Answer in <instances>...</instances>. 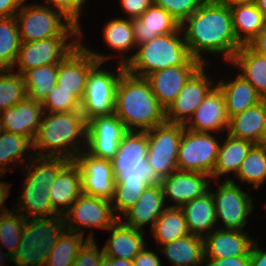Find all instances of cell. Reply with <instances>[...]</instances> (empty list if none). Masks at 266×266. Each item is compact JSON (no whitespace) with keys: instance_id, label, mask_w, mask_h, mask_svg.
<instances>
[{"instance_id":"cell-1","label":"cell","mask_w":266,"mask_h":266,"mask_svg":"<svg viewBox=\"0 0 266 266\" xmlns=\"http://www.w3.org/2000/svg\"><path fill=\"white\" fill-rule=\"evenodd\" d=\"M180 27L192 56L205 65V53L222 54L228 63L242 46L235 37L230 6L221 0H204Z\"/></svg>"},{"instance_id":"cell-2","label":"cell","mask_w":266,"mask_h":266,"mask_svg":"<svg viewBox=\"0 0 266 266\" xmlns=\"http://www.w3.org/2000/svg\"><path fill=\"white\" fill-rule=\"evenodd\" d=\"M147 154V132L128 131L111 160L115 176L114 197L111 202L118 219L137 202L149 185L160 183L161 179L150 166Z\"/></svg>"},{"instance_id":"cell-3","label":"cell","mask_w":266,"mask_h":266,"mask_svg":"<svg viewBox=\"0 0 266 266\" xmlns=\"http://www.w3.org/2000/svg\"><path fill=\"white\" fill-rule=\"evenodd\" d=\"M86 143L87 120L81 111L47 114L44 112L33 139V151L40 157L74 161L75 157L85 150Z\"/></svg>"},{"instance_id":"cell-4","label":"cell","mask_w":266,"mask_h":266,"mask_svg":"<svg viewBox=\"0 0 266 266\" xmlns=\"http://www.w3.org/2000/svg\"><path fill=\"white\" fill-rule=\"evenodd\" d=\"M114 114L128 131H147L166 122L149 82L125 71L117 84Z\"/></svg>"},{"instance_id":"cell-5","label":"cell","mask_w":266,"mask_h":266,"mask_svg":"<svg viewBox=\"0 0 266 266\" xmlns=\"http://www.w3.org/2000/svg\"><path fill=\"white\" fill-rule=\"evenodd\" d=\"M136 48V52L128 57L125 70L137 77L145 78L152 72L172 66L204 65L192 56L184 41L181 27L173 33L157 36Z\"/></svg>"},{"instance_id":"cell-6","label":"cell","mask_w":266,"mask_h":266,"mask_svg":"<svg viewBox=\"0 0 266 266\" xmlns=\"http://www.w3.org/2000/svg\"><path fill=\"white\" fill-rule=\"evenodd\" d=\"M28 162L31 164L30 166ZM68 162L64 158L40 157L36 155L28 158L24 167L26 176L18 202L20 204L18 206L21 207L15 206L12 209H15L24 218L59 215L52 208L48 191L50 184L55 181L59 171Z\"/></svg>"},{"instance_id":"cell-7","label":"cell","mask_w":266,"mask_h":266,"mask_svg":"<svg viewBox=\"0 0 266 266\" xmlns=\"http://www.w3.org/2000/svg\"><path fill=\"white\" fill-rule=\"evenodd\" d=\"M65 230L61 215L26 218L21 241L11 263L15 266H45L51 249Z\"/></svg>"},{"instance_id":"cell-8","label":"cell","mask_w":266,"mask_h":266,"mask_svg":"<svg viewBox=\"0 0 266 266\" xmlns=\"http://www.w3.org/2000/svg\"><path fill=\"white\" fill-rule=\"evenodd\" d=\"M16 13L21 42L44 40L56 36H81V28L62 12L39 3L25 5Z\"/></svg>"},{"instance_id":"cell-9","label":"cell","mask_w":266,"mask_h":266,"mask_svg":"<svg viewBox=\"0 0 266 266\" xmlns=\"http://www.w3.org/2000/svg\"><path fill=\"white\" fill-rule=\"evenodd\" d=\"M98 62L89 72L84 97L81 101V113L88 121L95 116L111 115L115 109L116 88L125 65L117 63V74L100 69ZM110 71V72H109Z\"/></svg>"},{"instance_id":"cell-10","label":"cell","mask_w":266,"mask_h":266,"mask_svg":"<svg viewBox=\"0 0 266 266\" xmlns=\"http://www.w3.org/2000/svg\"><path fill=\"white\" fill-rule=\"evenodd\" d=\"M212 134L184 128L177 155L178 170L211 176L220 146Z\"/></svg>"},{"instance_id":"cell-11","label":"cell","mask_w":266,"mask_h":266,"mask_svg":"<svg viewBox=\"0 0 266 266\" xmlns=\"http://www.w3.org/2000/svg\"><path fill=\"white\" fill-rule=\"evenodd\" d=\"M184 128V124L165 122L146 131L147 159L160 179L178 169L177 155Z\"/></svg>"},{"instance_id":"cell-12","label":"cell","mask_w":266,"mask_h":266,"mask_svg":"<svg viewBox=\"0 0 266 266\" xmlns=\"http://www.w3.org/2000/svg\"><path fill=\"white\" fill-rule=\"evenodd\" d=\"M66 230L85 235L86 229L107 230L118 218L112 202L105 198L81 194L63 214ZM85 229V230H84Z\"/></svg>"},{"instance_id":"cell-13","label":"cell","mask_w":266,"mask_h":266,"mask_svg":"<svg viewBox=\"0 0 266 266\" xmlns=\"http://www.w3.org/2000/svg\"><path fill=\"white\" fill-rule=\"evenodd\" d=\"M236 179L219 181L215 193L211 191L216 211V219L222 220L223 230H243L247 224L248 216L253 211V198L244 192L234 181Z\"/></svg>"},{"instance_id":"cell-14","label":"cell","mask_w":266,"mask_h":266,"mask_svg":"<svg viewBox=\"0 0 266 266\" xmlns=\"http://www.w3.org/2000/svg\"><path fill=\"white\" fill-rule=\"evenodd\" d=\"M71 37L76 38L71 39ZM68 39L73 42H68ZM80 44L81 36H56L44 40L21 42L13 69L17 66L16 72L23 74L32 68L58 64Z\"/></svg>"},{"instance_id":"cell-15","label":"cell","mask_w":266,"mask_h":266,"mask_svg":"<svg viewBox=\"0 0 266 266\" xmlns=\"http://www.w3.org/2000/svg\"><path fill=\"white\" fill-rule=\"evenodd\" d=\"M83 31L81 44L75 48L62 62L59 63L57 84L65 91H70L80 102L86 89L87 76L98 63L111 58V55L99 54L83 45Z\"/></svg>"},{"instance_id":"cell-16","label":"cell","mask_w":266,"mask_h":266,"mask_svg":"<svg viewBox=\"0 0 266 266\" xmlns=\"http://www.w3.org/2000/svg\"><path fill=\"white\" fill-rule=\"evenodd\" d=\"M127 132L123 122L114 113L95 116L87 121L85 151L93 157L111 161Z\"/></svg>"},{"instance_id":"cell-17","label":"cell","mask_w":266,"mask_h":266,"mask_svg":"<svg viewBox=\"0 0 266 266\" xmlns=\"http://www.w3.org/2000/svg\"><path fill=\"white\" fill-rule=\"evenodd\" d=\"M205 69L204 64L183 86L175 101L166 110V122L185 124L216 86Z\"/></svg>"},{"instance_id":"cell-18","label":"cell","mask_w":266,"mask_h":266,"mask_svg":"<svg viewBox=\"0 0 266 266\" xmlns=\"http://www.w3.org/2000/svg\"><path fill=\"white\" fill-rule=\"evenodd\" d=\"M81 172L82 193L112 200L115 190V176L109 160L91 156L85 150L74 159Z\"/></svg>"},{"instance_id":"cell-19","label":"cell","mask_w":266,"mask_h":266,"mask_svg":"<svg viewBox=\"0 0 266 266\" xmlns=\"http://www.w3.org/2000/svg\"><path fill=\"white\" fill-rule=\"evenodd\" d=\"M160 184L164 201L172 200L171 202H174V205L168 207L181 208L187 202L201 197L209 191L211 177L208 174L177 169L172 174L162 178Z\"/></svg>"},{"instance_id":"cell-20","label":"cell","mask_w":266,"mask_h":266,"mask_svg":"<svg viewBox=\"0 0 266 266\" xmlns=\"http://www.w3.org/2000/svg\"><path fill=\"white\" fill-rule=\"evenodd\" d=\"M204 259L219 260L236 256H250L255 242L244 230L214 229L204 237Z\"/></svg>"},{"instance_id":"cell-21","label":"cell","mask_w":266,"mask_h":266,"mask_svg":"<svg viewBox=\"0 0 266 266\" xmlns=\"http://www.w3.org/2000/svg\"><path fill=\"white\" fill-rule=\"evenodd\" d=\"M203 65H180L168 67L147 75L145 79L159 104L167 110L175 101L183 86Z\"/></svg>"},{"instance_id":"cell-22","label":"cell","mask_w":266,"mask_h":266,"mask_svg":"<svg viewBox=\"0 0 266 266\" xmlns=\"http://www.w3.org/2000/svg\"><path fill=\"white\" fill-rule=\"evenodd\" d=\"M184 127L197 132H227L229 117L223 94L217 86L208 93Z\"/></svg>"},{"instance_id":"cell-23","label":"cell","mask_w":266,"mask_h":266,"mask_svg":"<svg viewBox=\"0 0 266 266\" xmlns=\"http://www.w3.org/2000/svg\"><path fill=\"white\" fill-rule=\"evenodd\" d=\"M43 113L41 102L26 97L14 107L0 112L1 129L29 137L33 141Z\"/></svg>"},{"instance_id":"cell-24","label":"cell","mask_w":266,"mask_h":266,"mask_svg":"<svg viewBox=\"0 0 266 266\" xmlns=\"http://www.w3.org/2000/svg\"><path fill=\"white\" fill-rule=\"evenodd\" d=\"M164 204L166 205L161 184L149 185L137 202L121 215L119 220L124 225L139 230H145L143 227L151 224L150 229H152L157 218L168 207V204L166 206Z\"/></svg>"},{"instance_id":"cell-25","label":"cell","mask_w":266,"mask_h":266,"mask_svg":"<svg viewBox=\"0 0 266 266\" xmlns=\"http://www.w3.org/2000/svg\"><path fill=\"white\" fill-rule=\"evenodd\" d=\"M48 193L52 208L63 216L72 203L82 194L81 172L74 161H69L59 171L55 181L50 184Z\"/></svg>"},{"instance_id":"cell-26","label":"cell","mask_w":266,"mask_h":266,"mask_svg":"<svg viewBox=\"0 0 266 266\" xmlns=\"http://www.w3.org/2000/svg\"><path fill=\"white\" fill-rule=\"evenodd\" d=\"M111 235L103 247L107 257L132 261L147 245L144 230L124 225L119 219L107 229Z\"/></svg>"},{"instance_id":"cell-27","label":"cell","mask_w":266,"mask_h":266,"mask_svg":"<svg viewBox=\"0 0 266 266\" xmlns=\"http://www.w3.org/2000/svg\"><path fill=\"white\" fill-rule=\"evenodd\" d=\"M132 27L138 46L157 36L177 31L180 24L164 8L152 4L139 18L132 19Z\"/></svg>"},{"instance_id":"cell-28","label":"cell","mask_w":266,"mask_h":266,"mask_svg":"<svg viewBox=\"0 0 266 266\" xmlns=\"http://www.w3.org/2000/svg\"><path fill=\"white\" fill-rule=\"evenodd\" d=\"M266 123V99L229 119L227 134L237 139L261 144Z\"/></svg>"},{"instance_id":"cell-29","label":"cell","mask_w":266,"mask_h":266,"mask_svg":"<svg viewBox=\"0 0 266 266\" xmlns=\"http://www.w3.org/2000/svg\"><path fill=\"white\" fill-rule=\"evenodd\" d=\"M216 86L223 94L229 119L263 99L256 89L240 74L236 75L235 79L229 81L221 79L216 82Z\"/></svg>"},{"instance_id":"cell-30","label":"cell","mask_w":266,"mask_h":266,"mask_svg":"<svg viewBox=\"0 0 266 266\" xmlns=\"http://www.w3.org/2000/svg\"><path fill=\"white\" fill-rule=\"evenodd\" d=\"M159 247V251H162L172 266L204 265V239L202 236L187 234Z\"/></svg>"},{"instance_id":"cell-31","label":"cell","mask_w":266,"mask_h":266,"mask_svg":"<svg viewBox=\"0 0 266 266\" xmlns=\"http://www.w3.org/2000/svg\"><path fill=\"white\" fill-rule=\"evenodd\" d=\"M183 210L190 234L204 237L210 234L217 223L215 203L210 191L184 204ZM205 231L207 233L205 234Z\"/></svg>"},{"instance_id":"cell-32","label":"cell","mask_w":266,"mask_h":266,"mask_svg":"<svg viewBox=\"0 0 266 266\" xmlns=\"http://www.w3.org/2000/svg\"><path fill=\"white\" fill-rule=\"evenodd\" d=\"M229 63L239 68V74L263 99H266V58L264 56L255 52L249 45H242Z\"/></svg>"},{"instance_id":"cell-33","label":"cell","mask_w":266,"mask_h":266,"mask_svg":"<svg viewBox=\"0 0 266 266\" xmlns=\"http://www.w3.org/2000/svg\"><path fill=\"white\" fill-rule=\"evenodd\" d=\"M226 139L221 143L216 158V163L211 174V179H219V176L226 177L232 173L233 176L237 174L239 167L247 156L249 150L254 145L252 142L243 139L231 137L229 134Z\"/></svg>"},{"instance_id":"cell-34","label":"cell","mask_w":266,"mask_h":266,"mask_svg":"<svg viewBox=\"0 0 266 266\" xmlns=\"http://www.w3.org/2000/svg\"><path fill=\"white\" fill-rule=\"evenodd\" d=\"M235 37L241 45H248L264 28L266 18L255 3L230 6Z\"/></svg>"},{"instance_id":"cell-35","label":"cell","mask_w":266,"mask_h":266,"mask_svg":"<svg viewBox=\"0 0 266 266\" xmlns=\"http://www.w3.org/2000/svg\"><path fill=\"white\" fill-rule=\"evenodd\" d=\"M31 148V149H30ZM26 151V152H25ZM31 152V153H30ZM29 153L28 157H33V141L26 136L10 133L4 130L0 132V175L8 173V169L11 166L15 167L19 161V163L23 164L27 158L25 154Z\"/></svg>"},{"instance_id":"cell-36","label":"cell","mask_w":266,"mask_h":266,"mask_svg":"<svg viewBox=\"0 0 266 266\" xmlns=\"http://www.w3.org/2000/svg\"><path fill=\"white\" fill-rule=\"evenodd\" d=\"M103 29V38L106 41V45L118 51V57L120 56L121 58L118 63L125 65L128 62V57L123 54L137 47L132 27V19H127V17L111 19ZM119 53L122 55H119Z\"/></svg>"},{"instance_id":"cell-37","label":"cell","mask_w":266,"mask_h":266,"mask_svg":"<svg viewBox=\"0 0 266 266\" xmlns=\"http://www.w3.org/2000/svg\"><path fill=\"white\" fill-rule=\"evenodd\" d=\"M151 232L160 245L190 234L185 214L181 208L177 207H167L155 221Z\"/></svg>"},{"instance_id":"cell-38","label":"cell","mask_w":266,"mask_h":266,"mask_svg":"<svg viewBox=\"0 0 266 266\" xmlns=\"http://www.w3.org/2000/svg\"><path fill=\"white\" fill-rule=\"evenodd\" d=\"M58 64L47 65L26 70L24 78L27 97L36 102H43L45 97L57 84Z\"/></svg>"},{"instance_id":"cell-39","label":"cell","mask_w":266,"mask_h":266,"mask_svg":"<svg viewBox=\"0 0 266 266\" xmlns=\"http://www.w3.org/2000/svg\"><path fill=\"white\" fill-rule=\"evenodd\" d=\"M89 234L86 239L81 233L65 230L51 249L45 266H73L79 250L88 239H95Z\"/></svg>"},{"instance_id":"cell-40","label":"cell","mask_w":266,"mask_h":266,"mask_svg":"<svg viewBox=\"0 0 266 266\" xmlns=\"http://www.w3.org/2000/svg\"><path fill=\"white\" fill-rule=\"evenodd\" d=\"M234 177L251 184L256 190L260 188L266 180V146L254 144Z\"/></svg>"},{"instance_id":"cell-41","label":"cell","mask_w":266,"mask_h":266,"mask_svg":"<svg viewBox=\"0 0 266 266\" xmlns=\"http://www.w3.org/2000/svg\"><path fill=\"white\" fill-rule=\"evenodd\" d=\"M21 40L15 16L0 18V70L13 69Z\"/></svg>"},{"instance_id":"cell-42","label":"cell","mask_w":266,"mask_h":266,"mask_svg":"<svg viewBox=\"0 0 266 266\" xmlns=\"http://www.w3.org/2000/svg\"><path fill=\"white\" fill-rule=\"evenodd\" d=\"M14 70H0V112L14 107L27 97L24 78Z\"/></svg>"},{"instance_id":"cell-43","label":"cell","mask_w":266,"mask_h":266,"mask_svg":"<svg viewBox=\"0 0 266 266\" xmlns=\"http://www.w3.org/2000/svg\"><path fill=\"white\" fill-rule=\"evenodd\" d=\"M25 219L15 210H8L0 214V246L3 244L7 249L6 253L11 258L16 254L20 244Z\"/></svg>"},{"instance_id":"cell-44","label":"cell","mask_w":266,"mask_h":266,"mask_svg":"<svg viewBox=\"0 0 266 266\" xmlns=\"http://www.w3.org/2000/svg\"><path fill=\"white\" fill-rule=\"evenodd\" d=\"M41 104L43 112L46 113L81 111V102L70 91L61 89L58 84L54 86Z\"/></svg>"},{"instance_id":"cell-45","label":"cell","mask_w":266,"mask_h":266,"mask_svg":"<svg viewBox=\"0 0 266 266\" xmlns=\"http://www.w3.org/2000/svg\"><path fill=\"white\" fill-rule=\"evenodd\" d=\"M204 0H153V4L164 8L181 25Z\"/></svg>"},{"instance_id":"cell-46","label":"cell","mask_w":266,"mask_h":266,"mask_svg":"<svg viewBox=\"0 0 266 266\" xmlns=\"http://www.w3.org/2000/svg\"><path fill=\"white\" fill-rule=\"evenodd\" d=\"M87 0H45L43 5L62 12L75 25L81 28L80 15L84 2Z\"/></svg>"},{"instance_id":"cell-47","label":"cell","mask_w":266,"mask_h":266,"mask_svg":"<svg viewBox=\"0 0 266 266\" xmlns=\"http://www.w3.org/2000/svg\"><path fill=\"white\" fill-rule=\"evenodd\" d=\"M95 239H88L76 256L73 266H99L104 256L103 248L98 250Z\"/></svg>"},{"instance_id":"cell-48","label":"cell","mask_w":266,"mask_h":266,"mask_svg":"<svg viewBox=\"0 0 266 266\" xmlns=\"http://www.w3.org/2000/svg\"><path fill=\"white\" fill-rule=\"evenodd\" d=\"M127 18H139L152 4L153 0H119Z\"/></svg>"},{"instance_id":"cell-49","label":"cell","mask_w":266,"mask_h":266,"mask_svg":"<svg viewBox=\"0 0 266 266\" xmlns=\"http://www.w3.org/2000/svg\"><path fill=\"white\" fill-rule=\"evenodd\" d=\"M132 261L133 266H162L158 255L153 250H149L147 245Z\"/></svg>"},{"instance_id":"cell-50","label":"cell","mask_w":266,"mask_h":266,"mask_svg":"<svg viewBox=\"0 0 266 266\" xmlns=\"http://www.w3.org/2000/svg\"><path fill=\"white\" fill-rule=\"evenodd\" d=\"M203 266H250V256H236L219 260H205Z\"/></svg>"},{"instance_id":"cell-51","label":"cell","mask_w":266,"mask_h":266,"mask_svg":"<svg viewBox=\"0 0 266 266\" xmlns=\"http://www.w3.org/2000/svg\"><path fill=\"white\" fill-rule=\"evenodd\" d=\"M24 0H0V18L16 16Z\"/></svg>"},{"instance_id":"cell-52","label":"cell","mask_w":266,"mask_h":266,"mask_svg":"<svg viewBox=\"0 0 266 266\" xmlns=\"http://www.w3.org/2000/svg\"><path fill=\"white\" fill-rule=\"evenodd\" d=\"M255 52L266 58V24L257 36L248 44Z\"/></svg>"},{"instance_id":"cell-53","label":"cell","mask_w":266,"mask_h":266,"mask_svg":"<svg viewBox=\"0 0 266 266\" xmlns=\"http://www.w3.org/2000/svg\"><path fill=\"white\" fill-rule=\"evenodd\" d=\"M250 266H266V251L258 247L256 240L250 251Z\"/></svg>"},{"instance_id":"cell-54","label":"cell","mask_w":266,"mask_h":266,"mask_svg":"<svg viewBox=\"0 0 266 266\" xmlns=\"http://www.w3.org/2000/svg\"><path fill=\"white\" fill-rule=\"evenodd\" d=\"M2 176L0 175V178ZM11 184L0 181V214L8 211L9 209L6 208L4 205L5 200L7 199L8 195L10 194V186Z\"/></svg>"},{"instance_id":"cell-55","label":"cell","mask_w":266,"mask_h":266,"mask_svg":"<svg viewBox=\"0 0 266 266\" xmlns=\"http://www.w3.org/2000/svg\"><path fill=\"white\" fill-rule=\"evenodd\" d=\"M112 266H133V261L112 257Z\"/></svg>"},{"instance_id":"cell-56","label":"cell","mask_w":266,"mask_h":266,"mask_svg":"<svg viewBox=\"0 0 266 266\" xmlns=\"http://www.w3.org/2000/svg\"><path fill=\"white\" fill-rule=\"evenodd\" d=\"M229 6H234L237 4H251L255 3L256 0H221Z\"/></svg>"},{"instance_id":"cell-57","label":"cell","mask_w":266,"mask_h":266,"mask_svg":"<svg viewBox=\"0 0 266 266\" xmlns=\"http://www.w3.org/2000/svg\"><path fill=\"white\" fill-rule=\"evenodd\" d=\"M255 4L257 8L263 13L266 18V0H256Z\"/></svg>"},{"instance_id":"cell-58","label":"cell","mask_w":266,"mask_h":266,"mask_svg":"<svg viewBox=\"0 0 266 266\" xmlns=\"http://www.w3.org/2000/svg\"><path fill=\"white\" fill-rule=\"evenodd\" d=\"M2 247L3 246H0V266H5L3 265L4 263H2L4 262V259L8 261H12V258L7 253L2 252Z\"/></svg>"},{"instance_id":"cell-59","label":"cell","mask_w":266,"mask_h":266,"mask_svg":"<svg viewBox=\"0 0 266 266\" xmlns=\"http://www.w3.org/2000/svg\"><path fill=\"white\" fill-rule=\"evenodd\" d=\"M99 266H112V257L103 256Z\"/></svg>"},{"instance_id":"cell-60","label":"cell","mask_w":266,"mask_h":266,"mask_svg":"<svg viewBox=\"0 0 266 266\" xmlns=\"http://www.w3.org/2000/svg\"><path fill=\"white\" fill-rule=\"evenodd\" d=\"M261 145H264V146H266V123H265V130H264V134H263V136H262Z\"/></svg>"}]
</instances>
